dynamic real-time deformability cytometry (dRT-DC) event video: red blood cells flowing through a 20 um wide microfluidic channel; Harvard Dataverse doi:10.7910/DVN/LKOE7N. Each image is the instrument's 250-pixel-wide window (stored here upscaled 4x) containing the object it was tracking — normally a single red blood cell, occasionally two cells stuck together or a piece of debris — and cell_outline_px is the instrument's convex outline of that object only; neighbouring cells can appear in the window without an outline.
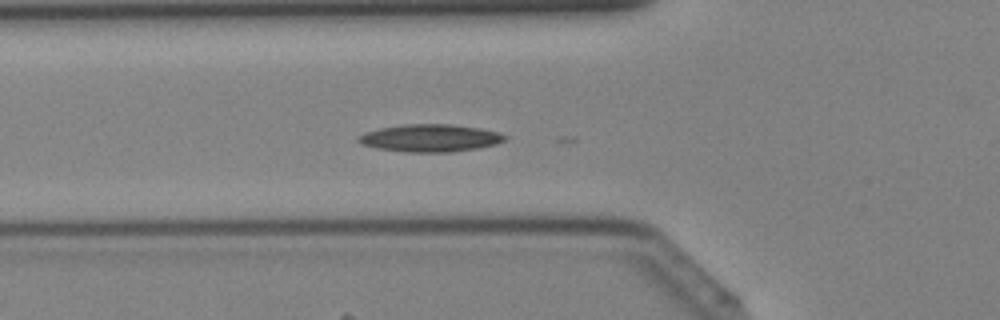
{"species": "Egyptian fruit bat (a non-hibernating species)", "species_latin": "Rousettus aegyptiacus", "temperature_condition": "cold", "stored_images_in_passage": 16, "camera_frame_rate_fps": 3000, "um_per_image_px": 0.085, "animal": {"sex": "female"}, "frame": {"image": 1, "passage_image": 2, "time_ms": 0.333, "image_size_px": [1000, 320], "cell_outline_px": [[508, 136], [504, 140], [496, 144], [476, 148], [448, 152], [404, 152], [376, 148], [360, 144], [356, 140], [356, 136], [364, 132], [380, 128], [404, 124], [452, 124], [480, 128], [496, 132]], "centroid_in_image_um": [36.49, 11.73], "position_along_channel_um": 89.3, "area_um2": 23.52}}
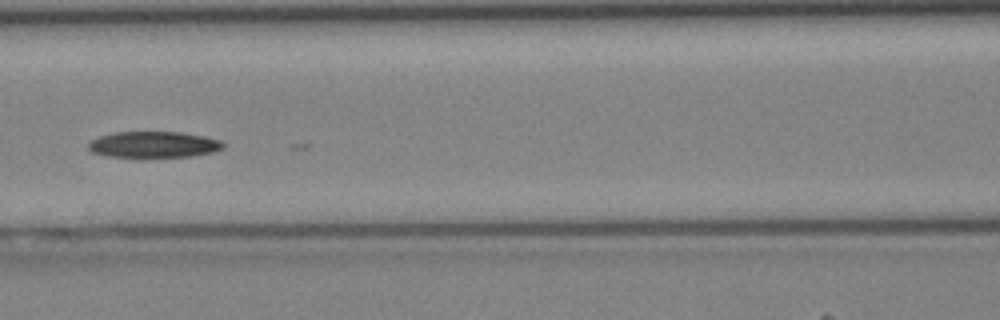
{"frame": {"image": 2, "passage_image": 6, "time_ms": 1.667, "image_size_px": [1000, 320], "cell_outline_px": [[224, 148], [212, 152], [192, 156], [140, 160], [112, 156], [92, 152], [88, 148], [88, 144], [92, 140], [100, 136], [116, 132], [180, 132], [204, 136], [220, 140], [224, 144]], "centroid_in_image_um": [13.07, 12.33], "position_along_channel_um": 153.5, "area_um2": 21.27}}
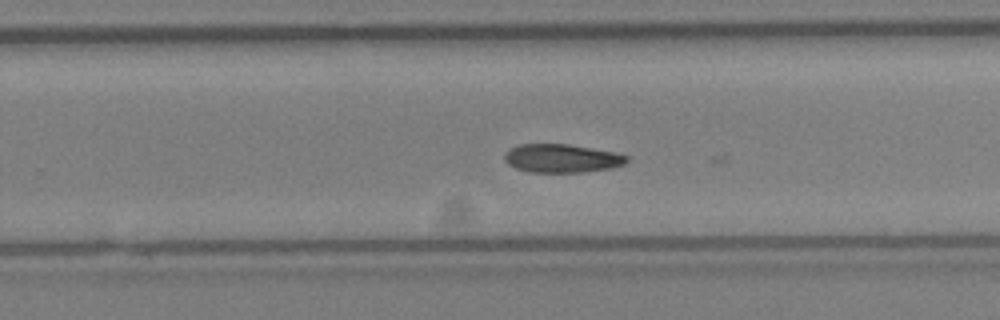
{"frame": {"image": 3, "passage_image": 14, "time_ms": 4.333, "image_size_px": [1000, 320], "cell_outline_px": [[628, 160], [624, 164], [612, 168], [584, 172], [528, 172], [516, 168], [508, 164], [504, 160], [504, 152], [508, 148], [520, 144], [568, 144], [616, 152], [628, 156]], "centroid_in_image_um": [47.73, 13.45], "position_along_channel_um": 282.1, "area_um2": 20.46}}